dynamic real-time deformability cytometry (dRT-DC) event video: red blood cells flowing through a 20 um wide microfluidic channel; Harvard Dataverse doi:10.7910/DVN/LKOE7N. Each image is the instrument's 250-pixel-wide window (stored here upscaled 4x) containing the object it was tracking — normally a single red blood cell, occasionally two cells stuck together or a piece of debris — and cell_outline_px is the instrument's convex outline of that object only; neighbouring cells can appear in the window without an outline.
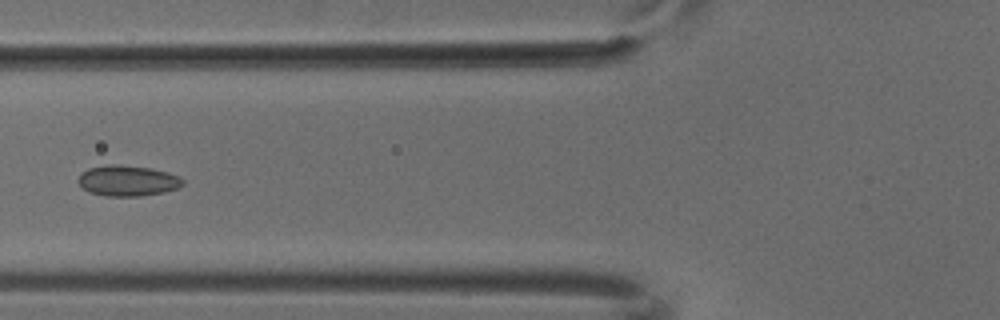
{"species": "common noctule bat (a hibernating species)", "species_latin": "Nyctalus noctula", "temperature_condition": "cold", "stored_images_in_passage": 4, "camera_frame_rate_fps": 3000, "um_per_image_px": 0.085, "animal": {"sex": "male", "body_mass_g": 18.8}, "frame": {"image": 1, "passage_image": 4, "time_ms": 1.0, "image_size_px": [1000, 320], "cell_outline_px": [[184, 184], [176, 188], [164, 192], [140, 196], [108, 196], [88, 192], [76, 180], [80, 172], [88, 168], [108, 164], [116, 164], [152, 168], [176, 176], [184, 180]], "centroid_in_image_um": [10.79, 15.35], "position_along_channel_um": 115.0, "area_um2": 18.67}}